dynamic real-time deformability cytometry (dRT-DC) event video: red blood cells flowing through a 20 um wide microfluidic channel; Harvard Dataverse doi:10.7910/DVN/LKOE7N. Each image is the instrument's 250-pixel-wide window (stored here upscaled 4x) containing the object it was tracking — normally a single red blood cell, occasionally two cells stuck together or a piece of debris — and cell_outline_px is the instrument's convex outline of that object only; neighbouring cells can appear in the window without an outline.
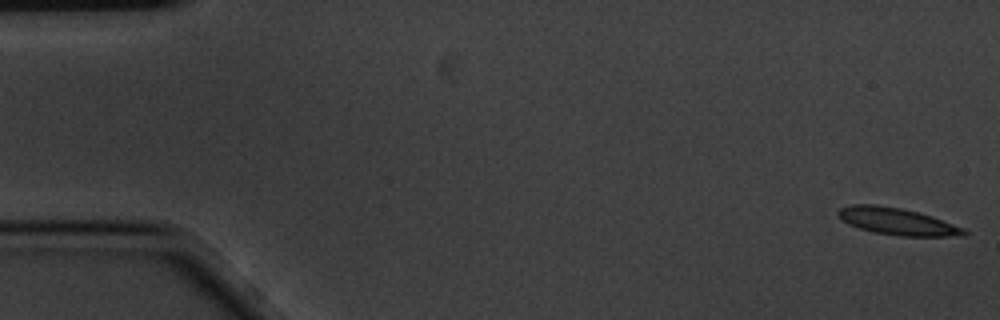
{"species": "common noctule bat (a hibernating species)", "species_latin": "Nyctalus noctula", "temperature_condition": "cold", "stored_images_in_passage": 5, "camera_frame_rate_fps": 3000, "um_per_image_px": 0.085, "animal": {"sex": "male", "body_mass_g": 20.1, "forearm_length_mm": 53.5}, "frame": {"image": 1, "passage_image": 1, "time_ms": 0.0, "image_size_px": [1000, 320], "cell_outline_px": [[968, 232], [964, 236], [900, 236], [872, 232], [848, 224], [840, 220], [836, 216], [836, 212], [840, 208], [852, 204], [876, 204], [900, 208], [932, 216], [964, 228]], "centroid_in_image_um": [76.21, 18.82], "position_along_channel_um": 8.8, "area_um2": 19.88}}
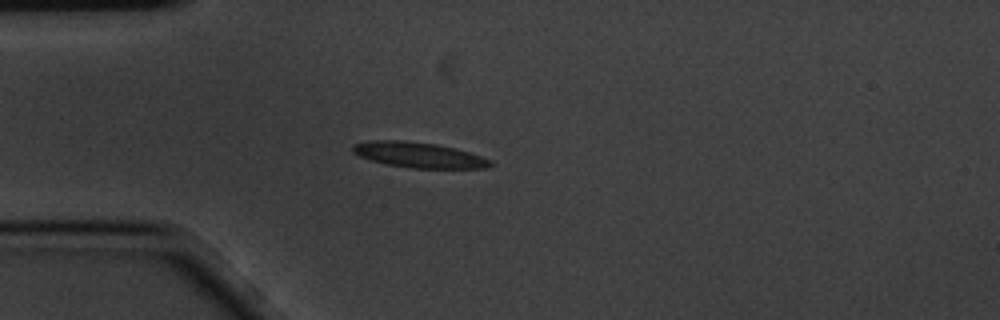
{"frame": {"image": 2, "passage_image": 5, "time_ms": 1.333, "image_size_px": [1000, 320], "cell_outline_px": [[496, 164], [484, 168], [412, 168], [388, 164], [372, 160], [360, 156], [352, 152], [352, 144], [368, 140], [404, 140], [436, 144], [456, 148], [492, 160]], "centroid_in_image_um": [35.6, 13.16], "position_along_channel_um": 49.4, "area_um2": 20.4}}